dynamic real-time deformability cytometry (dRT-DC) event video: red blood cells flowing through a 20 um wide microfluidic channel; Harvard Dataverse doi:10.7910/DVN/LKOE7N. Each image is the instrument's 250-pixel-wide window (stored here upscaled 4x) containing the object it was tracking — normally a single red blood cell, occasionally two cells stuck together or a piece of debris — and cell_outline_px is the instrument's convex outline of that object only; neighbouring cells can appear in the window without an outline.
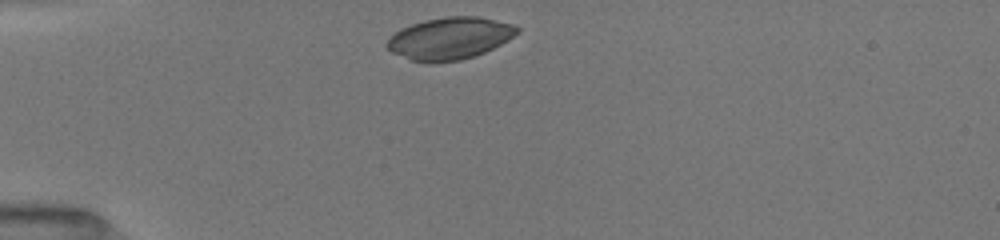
{"species": "common noctule bat (a hibernating species)", "species_latin": "Nyctalus noctula", "temperature_condition": "room temperature", "stored_images_in_passage": 20, "camera_frame_rate_fps": 3000, "um_per_image_px": 0.085, "animal": {"sex": "female", "body_mass_g": 19.5, "forearm_length_mm": 54.1}, "frame": {"image": 1, "passage_image": 1, "time_ms": 0.0, "image_size_px": [1000, 240], "cell_outline_px": [[520, 32], [508, 40], [476, 56], [460, 60], [432, 64], [428, 64], [412, 60], [392, 52], [384, 44], [396, 32], [412, 24], [424, 20], [444, 16], [476, 16], [512, 24], [520, 28]], "centroid_in_image_um": [38.24, 3.27], "position_along_channel_um": 46.8, "area_um2": 31.91}}
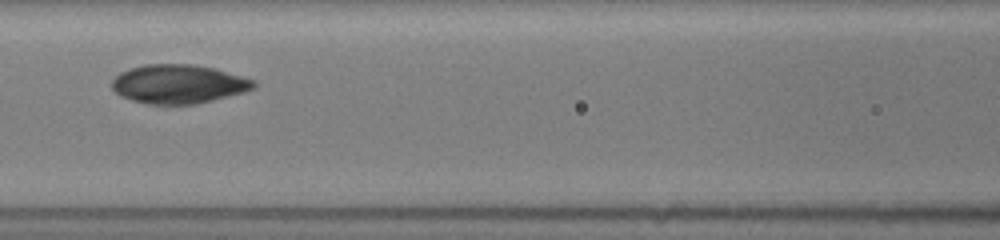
{"frame": {"image": 2, "passage_image": 11, "time_ms": 3.333, "image_size_px": [1000, 240], "cell_outline_px": [[256, 88], [244, 92], [196, 104], [148, 104], [132, 100], [120, 96], [112, 88], [112, 80], [120, 72], [144, 64], [196, 64], [212, 68], [256, 80]], "centroid_in_image_um": [15.18, 7.14], "position_along_channel_um": 151.4, "area_um2": 32.08}}
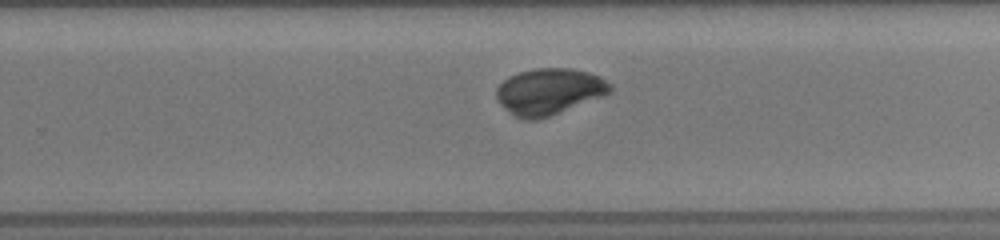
{"frame": {"image": 3, "passage_image": 20, "time_ms": 6.667, "image_size_px": [1000, 240], "cell_outline_px": [[612, 92], [604, 96], [548, 116], [536, 120], [524, 120], [516, 116], [504, 108], [496, 100], [496, 88], [508, 76], [520, 72], [536, 68], [572, 68], [588, 72], [600, 76], [612, 84]], "centroid_in_image_um": [46.68, 7.77], "position_along_channel_um": 283.1, "area_um2": 30.75}}